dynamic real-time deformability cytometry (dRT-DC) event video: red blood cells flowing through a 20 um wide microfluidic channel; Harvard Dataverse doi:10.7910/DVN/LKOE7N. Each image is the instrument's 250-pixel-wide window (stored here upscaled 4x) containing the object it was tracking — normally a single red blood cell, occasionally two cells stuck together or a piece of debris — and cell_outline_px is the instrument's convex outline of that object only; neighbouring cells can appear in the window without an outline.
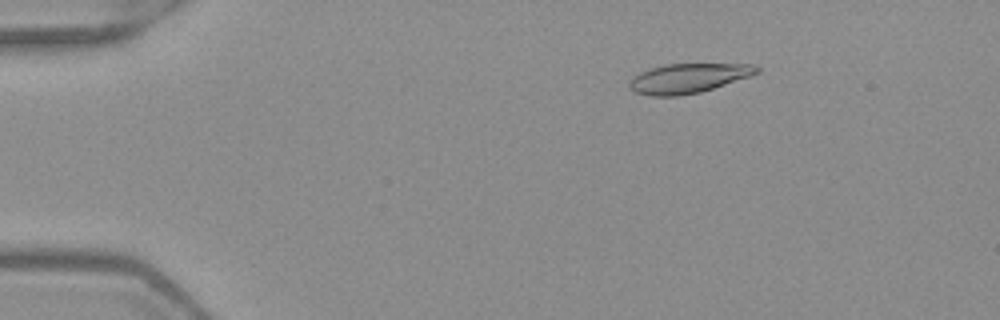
{"species": "Egyptian fruit bat (a non-hibernating species)", "species_latin": "Rousettus aegyptiacus", "temperature_condition": "warm", "stored_images_in_passage": 52, "camera_frame_rate_fps": 3000, "um_per_image_px": 0.085, "frame": {"image": 1, "passage_image": 9, "time_ms": 2.667, "image_size_px": [1000, 320], "cell_outline_px": [[760, 72], [752, 76], [700, 92], [676, 96], [648, 96], [636, 92], [628, 88], [628, 80], [632, 76], [648, 68], [664, 64], [752, 64], [760, 68]], "centroid_in_image_um": [58.46, 6.65], "position_along_channel_um": 26.5, "area_um2": 22.2}}
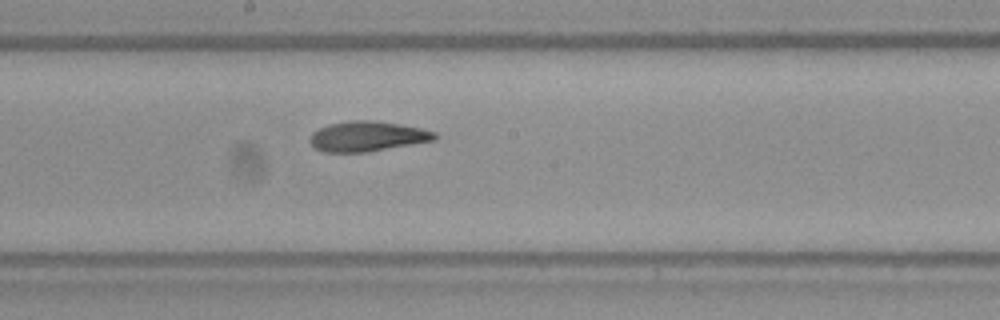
{"frame": {"image": 2, "passage_image": 29, "time_ms": 9.333, "image_size_px": [1000, 320], "cell_outline_px": [[436, 140], [364, 152], [324, 152], [316, 148], [312, 144], [312, 132], [328, 124], [348, 120], [372, 120], [400, 124], [420, 128], [436, 132]], "centroid_in_image_um": [31.23, 11.57], "position_along_channel_um": 217.0, "area_um2": 21.62}}
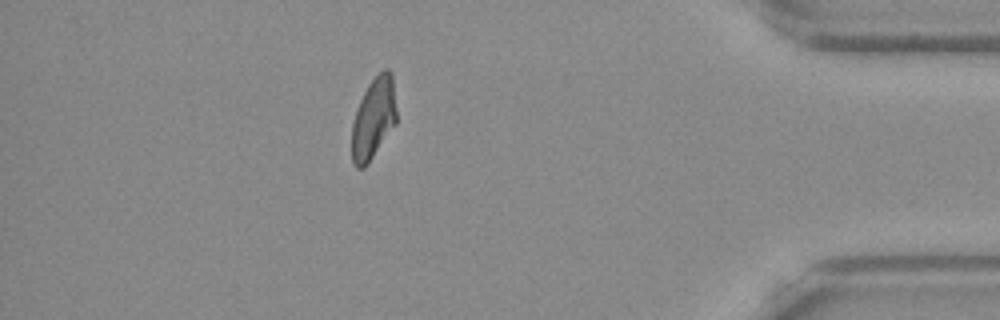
{"frame": {"image": 3, "passage_image": 46, "time_ms": 15.0, "image_size_px": [1000, 320], "cell_outline_px": [[396, 124], [368, 164], [364, 168], [356, 168], [352, 160], [352, 124], [360, 100], [368, 84], [384, 68], [388, 68], [392, 72], [396, 112]], "centroid_in_image_um": [31.76, 10.07], "position_along_channel_um": 403.4, "area_um2": 21.15}, "authors_computed_cell_mechanics": {"area_um2": 22.0507, "velocity_mm_per_s": 3.9929, "shape_relaxation_time_tau1_ms": 5.7166, "shape_relaxation_time_tau2_ms": 1.7782, "deformation_change_tau1": 0.2175, "deformation_change_tau2": 0.0938}}